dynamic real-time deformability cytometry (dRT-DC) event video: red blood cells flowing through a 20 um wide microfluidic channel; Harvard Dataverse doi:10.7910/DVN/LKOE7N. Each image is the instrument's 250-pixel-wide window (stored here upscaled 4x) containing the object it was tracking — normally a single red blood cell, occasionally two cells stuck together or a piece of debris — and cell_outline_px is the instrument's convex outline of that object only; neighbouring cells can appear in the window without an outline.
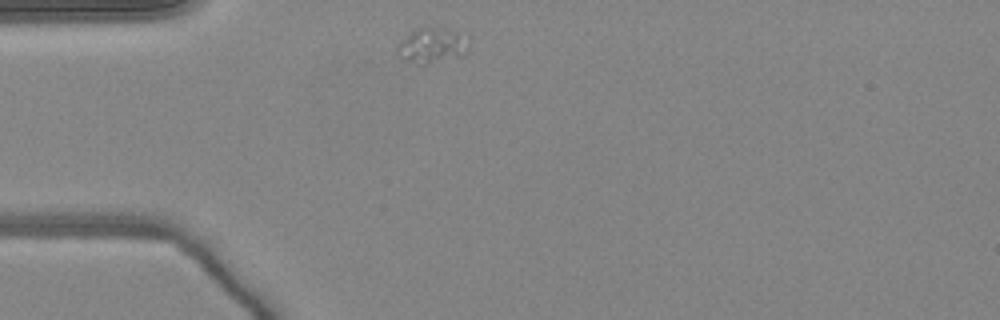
{"species": "common noctule bat (a hibernating species)", "species_latin": "Nyctalus noctula", "temperature_condition": "warm", "stored_images_in_passage": 39, "camera_frame_rate_fps": 3000, "um_per_image_px": 0.085, "animal": {"sex": "female", "body_mass_g": 24.6, "forearm_length_mm": 56.2}, "frame": {"image": 1, "passage_image": 1, "time_ms": 0.0, "image_size_px": [1000, 320], "cell_outline_px": [[468, 44], [460, 56], [428, 64], [416, 64], [404, 60], [396, 44], [416, 28], [432, 28], [456, 32]], "centroid_in_image_um": [36.63, 3.9], "position_along_channel_um": 48.4, "area_um2": 13.76}}
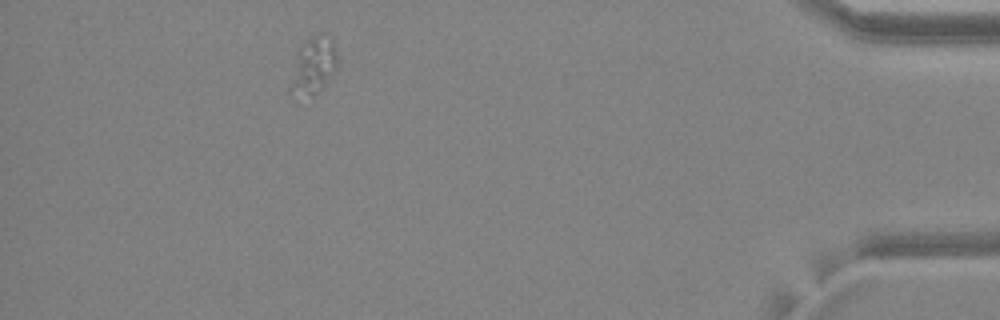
{"frame": {"image": 2, "passage_image": 34, "time_ms": 11.0, "image_size_px": [1000, 320], "cell_outline_px": [[336, 64], [320, 88], [316, 92], [288, 96], [288, 84], [296, 52], [312, 36], [320, 32], [328, 32], [336, 40]], "centroid_in_image_um": [26.58, 5.47], "position_along_channel_um": 408.6, "area_um2": 15.49}}